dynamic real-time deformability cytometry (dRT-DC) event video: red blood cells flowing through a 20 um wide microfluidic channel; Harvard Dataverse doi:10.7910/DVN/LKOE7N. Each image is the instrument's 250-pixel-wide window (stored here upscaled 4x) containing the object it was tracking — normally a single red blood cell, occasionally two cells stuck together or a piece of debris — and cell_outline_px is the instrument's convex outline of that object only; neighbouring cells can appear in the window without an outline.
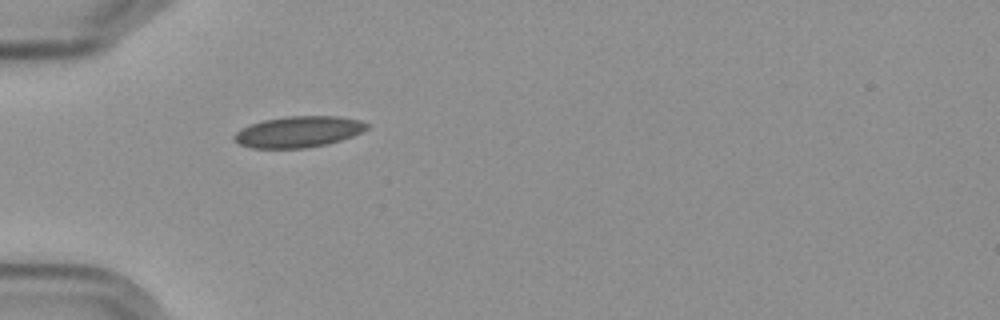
{"species": "Egyptian fruit bat (a non-hibernating species)", "species_latin": "Rousettus aegyptiacus", "temperature_condition": "cold", "stored_images_in_passage": 3, "camera_frame_rate_fps": 3000, "um_per_image_px": 0.085, "frame": {"image": 1, "passage_image": 1, "time_ms": 0.0, "image_size_px": [1000, 320], "cell_outline_px": [[368, 128], [352, 136], [328, 144], [304, 148], [252, 148], [240, 144], [232, 140], [232, 136], [240, 128], [264, 120], [284, 116], [340, 116], [360, 120], [368, 124]], "centroid_in_image_um": [25.34, 11.2], "position_along_channel_um": 59.7, "area_um2": 24.1}}
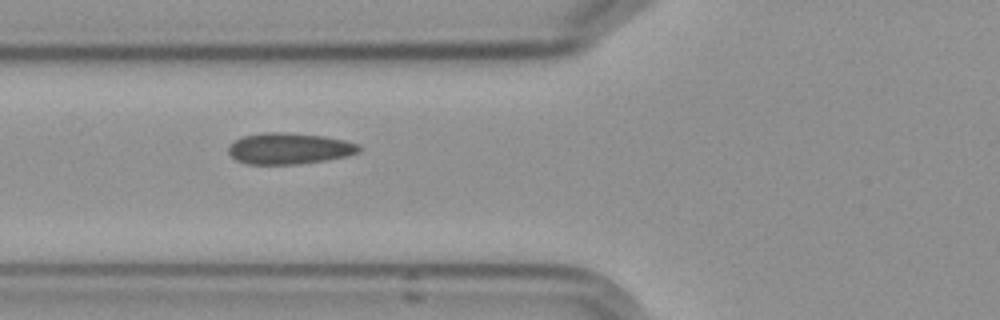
{"frame": {"image": 2, "passage_image": 2, "time_ms": 1.333, "image_size_px": [1000, 320], "cell_outline_px": [[364, 148], [360, 152], [348, 156], [328, 160], [296, 164], [248, 164], [236, 160], [228, 152], [228, 144], [232, 140], [240, 136], [264, 132], [284, 132], [324, 136], [344, 140], [360, 144]], "centroid_in_image_um": [24.59, 12.61], "position_along_channel_um": 101.2, "area_um2": 24.22}}
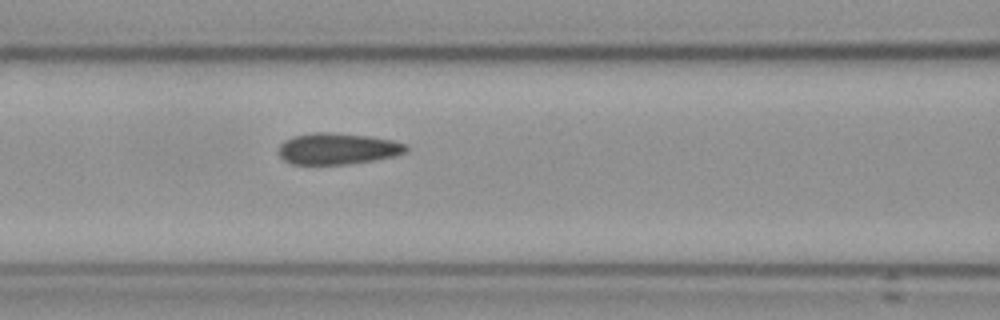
{"frame": {"image": 3, "passage_image": 3, "time_ms": 2.333, "image_size_px": [1000, 320], "cell_outline_px": [[408, 148], [404, 152], [396, 156], [348, 164], [292, 164], [284, 160], [276, 152], [280, 144], [284, 140], [292, 136], [312, 132], [332, 132], [368, 136], [392, 140], [408, 144]], "centroid_in_image_um": [28.66, 12.63], "position_along_channel_um": 137.9, "area_um2": 23.47}}